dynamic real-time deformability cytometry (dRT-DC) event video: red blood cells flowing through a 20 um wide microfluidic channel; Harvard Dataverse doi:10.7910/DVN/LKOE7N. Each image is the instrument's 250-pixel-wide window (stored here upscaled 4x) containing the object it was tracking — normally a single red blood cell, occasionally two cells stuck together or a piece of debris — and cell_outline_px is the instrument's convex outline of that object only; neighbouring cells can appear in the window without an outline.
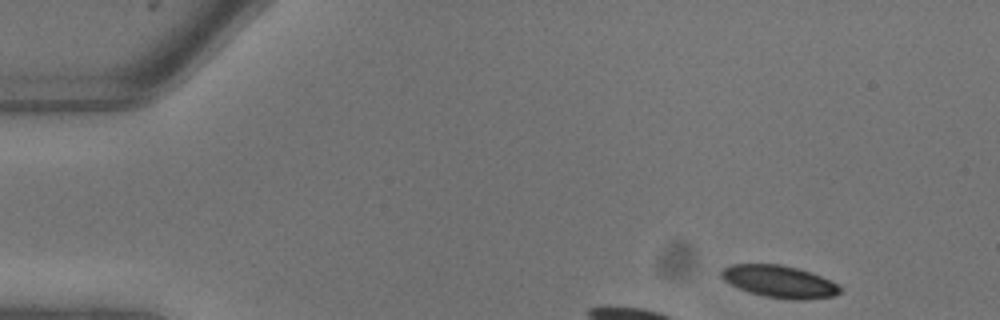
{"species": "common noctule bat (a hibernating species)", "species_latin": "Nyctalus noctula", "temperature_condition": "warm", "stored_images_in_passage": 5, "camera_frame_rate_fps": 3000, "um_per_image_px": 0.085, "animal": {"sex": "male", "body_mass_g": 13.3}, "frame": {"image": 1, "passage_image": 1, "time_ms": 0.0, "image_size_px": [1000, 320], "cell_outline_px": [[844, 288], [840, 292], [832, 296], [804, 300], [792, 300], [764, 296], [748, 292], [724, 280], [720, 276], [720, 272], [724, 268], [732, 264], [780, 264], [812, 272], [840, 284]], "centroid_in_image_um": [66.3, 23.93], "position_along_channel_um": 18.7, "area_um2": 22.37}}
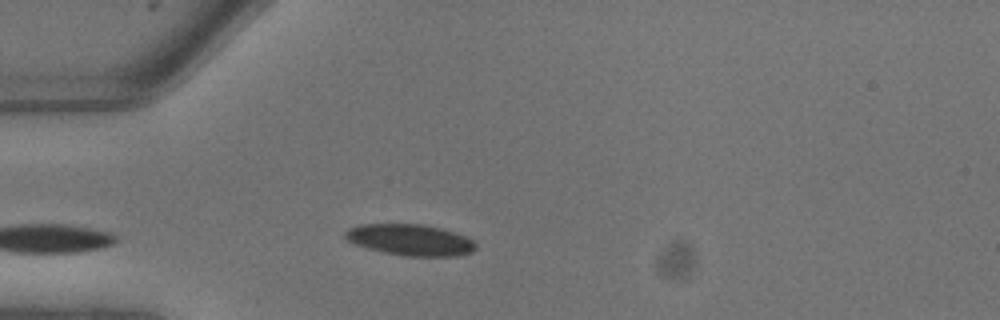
{"frame": {"image": 2, "passage_image": 5, "time_ms": 1.333, "image_size_px": [1000, 320], "cell_outline_px": [[476, 248], [472, 252], [456, 256], [404, 256], [384, 252], [368, 248], [356, 244], [348, 240], [344, 236], [344, 232], [348, 228], [360, 224], [420, 224], [440, 228], [464, 236], [472, 240], [476, 244]], "centroid_in_image_um": [34.85, 20.39], "position_along_channel_um": 50.1, "area_um2": 23.58}}